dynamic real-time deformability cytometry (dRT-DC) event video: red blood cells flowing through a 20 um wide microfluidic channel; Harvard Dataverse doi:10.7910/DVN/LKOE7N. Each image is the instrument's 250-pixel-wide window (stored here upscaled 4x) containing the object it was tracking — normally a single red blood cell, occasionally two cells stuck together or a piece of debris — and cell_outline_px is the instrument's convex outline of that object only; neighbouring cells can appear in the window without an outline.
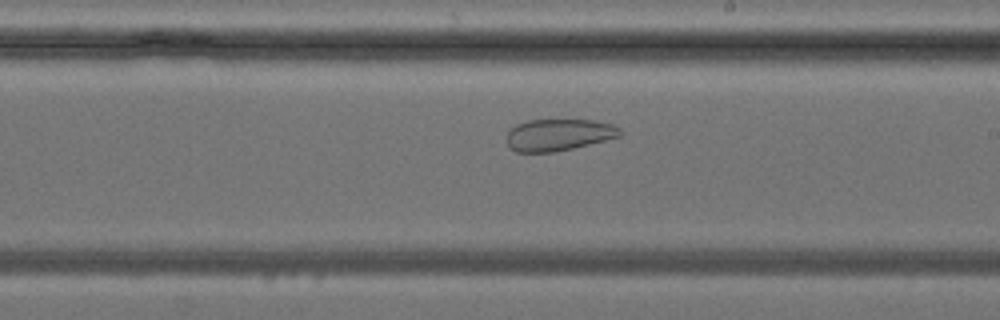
{"species": "common noctule bat (a hibernating species)", "species_latin": "Nyctalus noctula", "temperature_condition": "cold", "stored_images_in_passage": 40, "camera_frame_rate_fps": 3000, "um_per_image_px": 0.085, "animal": {"sex": "female", "body_mass_g": 24.6, "forearm_length_mm": 56.2}, "frame": {"image": 1, "passage_image": 23, "time_ms": 7.333, "image_size_px": [1000, 320], "cell_outline_px": [[620, 136], [572, 148], [552, 152], [516, 152], [508, 148], [504, 140], [508, 132], [516, 124], [528, 120], [596, 120], [612, 124], [620, 128]], "centroid_in_image_um": [47.41, 11.46], "position_along_channel_um": 241.6, "area_um2": 21.04}}